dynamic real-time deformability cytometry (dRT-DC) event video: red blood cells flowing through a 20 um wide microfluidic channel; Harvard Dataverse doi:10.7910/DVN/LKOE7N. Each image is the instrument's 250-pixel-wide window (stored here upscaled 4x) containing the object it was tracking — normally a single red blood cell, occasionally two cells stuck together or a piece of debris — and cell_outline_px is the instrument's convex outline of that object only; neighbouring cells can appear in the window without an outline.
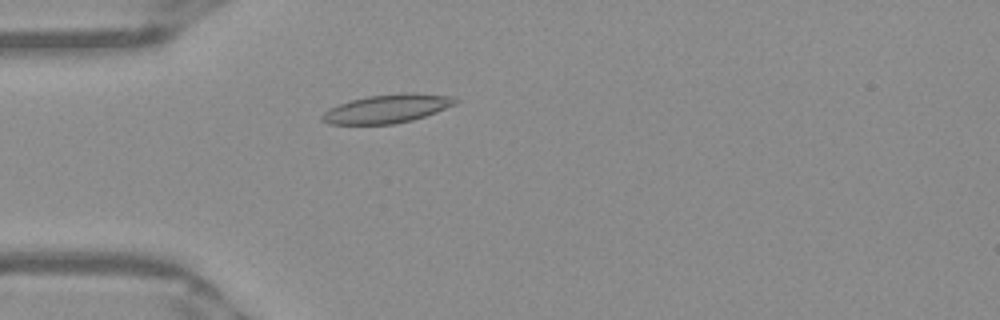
{"species": "Egyptian fruit bat (a non-hibernating species)", "species_latin": "Rousettus aegyptiacus", "temperature_condition": "warm", "stored_images_in_passage": 43, "camera_frame_rate_fps": 3000, "um_per_image_px": 0.085, "frame": {"image": 1, "passage_image": 6, "time_ms": 1.667, "image_size_px": [1000, 320], "cell_outline_px": [[460, 100], [456, 104], [436, 112], [412, 120], [392, 124], [328, 124], [320, 120], [320, 116], [328, 108], [352, 100], [368, 96], [404, 92], [412, 92], [452, 96]], "centroid_in_image_um": [32.91, 9.23], "position_along_channel_um": 52.1, "area_um2": 22.25}}
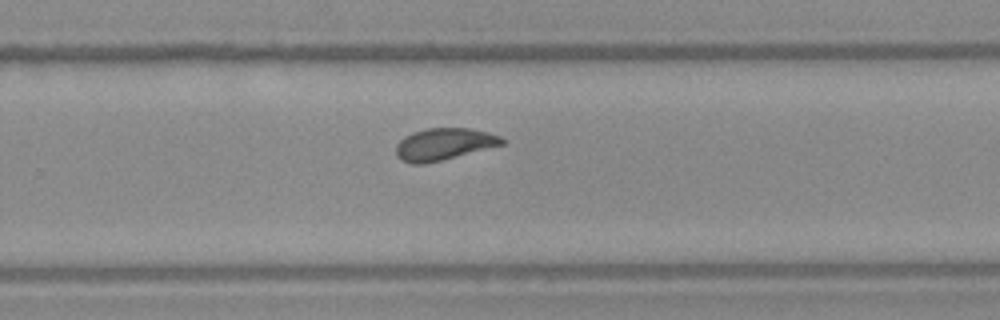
{"frame": {"image": 2, "passage_image": 25, "time_ms": 8.0, "image_size_px": [1000, 320], "cell_outline_px": [[504, 144], [424, 164], [412, 164], [400, 160], [396, 156], [396, 144], [404, 136], [412, 132], [428, 128], [468, 128], [488, 132], [500, 136], [504, 140]], "centroid_in_image_um": [37.68, 12.25], "position_along_channel_um": 292.1, "area_um2": 19.59}}
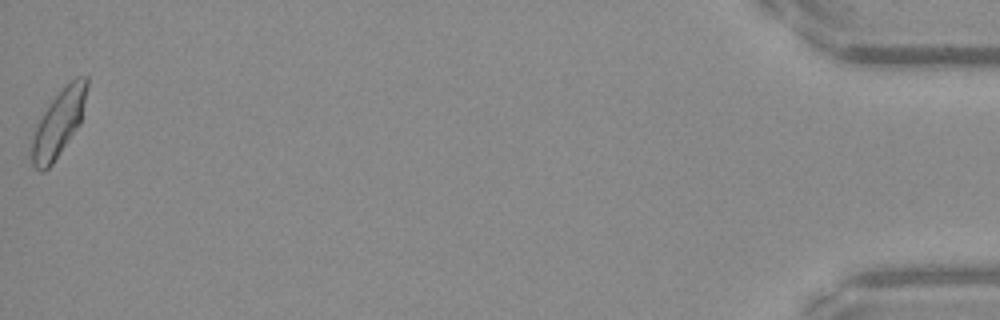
{"frame": {"image": 3, "passage_image": 43, "time_ms": 14.0, "image_size_px": [1000, 320], "cell_outline_px": [[88, 84], [80, 124], [52, 164], [44, 172], [40, 172], [32, 164], [32, 140], [36, 124], [52, 100], [76, 76], [88, 76]], "centroid_in_image_um": [4.99, 10.48], "position_along_channel_um": 430.2, "area_um2": 20.92}, "authors_computed_cell_mechanics": {"area_um2": 19.9988, "velocity_mm_per_s": 3.922, "shape_relaxation_time_tau1_ms": 5.2953, "shape_relaxation_time_tau2_ms": 1.3105, "deformation_change_tau1": 0.1589, "deformation_change_tau2": 0.0649}}